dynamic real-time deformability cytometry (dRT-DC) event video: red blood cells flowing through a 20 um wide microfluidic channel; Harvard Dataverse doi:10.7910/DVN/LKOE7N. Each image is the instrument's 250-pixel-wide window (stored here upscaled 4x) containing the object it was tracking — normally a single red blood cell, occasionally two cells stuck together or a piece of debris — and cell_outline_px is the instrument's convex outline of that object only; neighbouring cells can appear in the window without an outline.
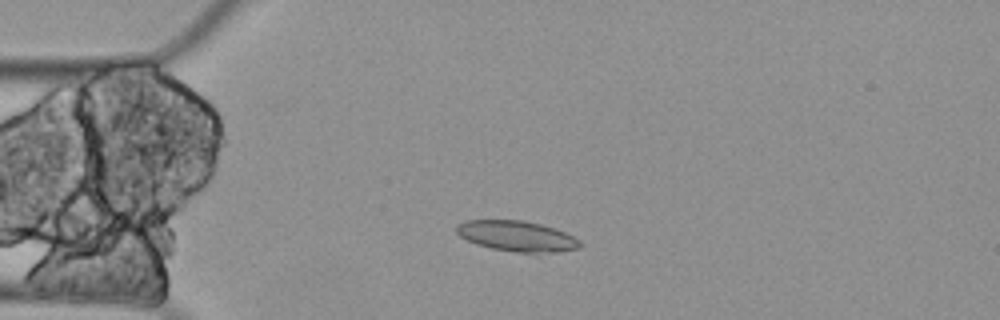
{"species": "Egyptian fruit bat (a non-hibernating species)", "species_latin": "Rousettus aegyptiacus", "temperature_condition": "cold", "stored_images_in_passage": 8, "camera_frame_rate_fps": 3000, "um_per_image_px": 0.085, "animal": {"sex": "female"}, "frame": {"image": 1, "passage_image": 4, "time_ms": 1.0, "image_size_px": [1000, 320], "cell_outline_px": [[584, 244], [580, 248], [556, 252], [516, 252], [492, 248], [476, 244], [460, 236], [456, 232], [456, 224], [468, 220], [524, 220], [540, 224], [564, 232], [580, 240]], "centroid_in_image_um": [43.94, 20.06], "position_along_channel_um": 41.1, "area_um2": 21.85}}
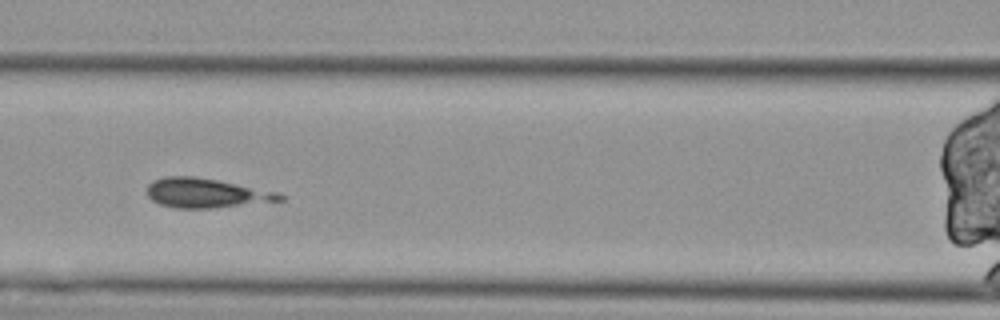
{"frame": {"image": 2, "passage_image": 7, "time_ms": 2.0, "image_size_px": [1000, 320], "cell_outline_px": [[284, 200], [208, 208], [172, 208], [160, 204], [152, 200], [148, 196], [148, 184], [152, 180], [164, 176], [192, 176], [216, 180], [280, 192], [284, 196]], "centroid_in_image_um": [17.49, 16.4], "position_along_channel_um": 149.1, "area_um2": 22.6}}
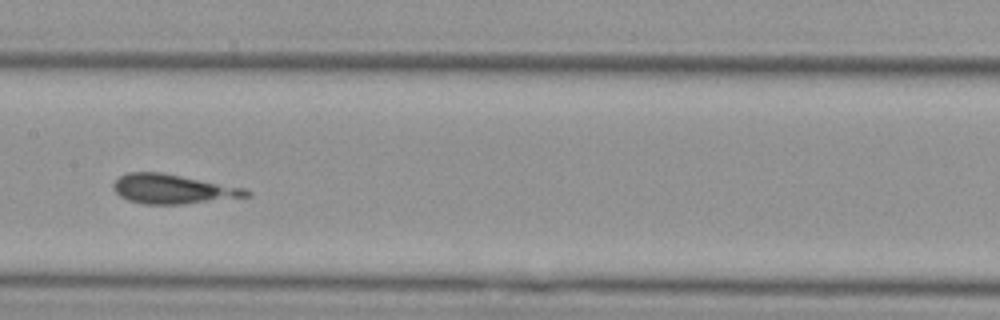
{"frame": {"image": 3, "passage_image": 8, "time_ms": 2.333, "image_size_px": [1000, 320], "cell_outline_px": [[252, 196], [184, 204], [144, 204], [128, 200], [120, 196], [112, 188], [112, 184], [120, 176], [128, 172], [160, 172], [244, 188], [252, 192]], "centroid_in_image_um": [14.68, 16.07], "position_along_channel_um": 192.7, "area_um2": 22.66}}